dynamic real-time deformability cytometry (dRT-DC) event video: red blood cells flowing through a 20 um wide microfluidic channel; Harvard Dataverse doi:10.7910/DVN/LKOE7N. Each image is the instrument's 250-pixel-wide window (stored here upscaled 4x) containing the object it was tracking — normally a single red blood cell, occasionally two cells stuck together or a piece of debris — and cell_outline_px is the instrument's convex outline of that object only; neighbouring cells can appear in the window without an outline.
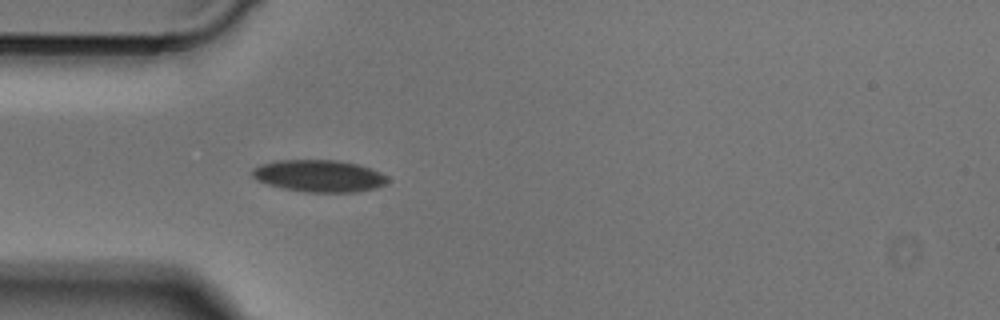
{"species": "Egyptian fruit bat (a non-hibernating species)", "species_latin": "Rousettus aegyptiacus", "temperature_condition": "cold", "stored_images_in_passage": 2, "camera_frame_rate_fps": 3000, "um_per_image_px": 0.085, "animal": {"sex": "male"}, "frame": {"image": 1, "passage_image": 1, "time_ms": 0.0, "image_size_px": [1000, 320], "cell_outline_px": [[388, 180], [384, 184], [372, 188], [356, 192], [304, 192], [284, 188], [268, 184], [256, 180], [252, 176], [252, 168], [260, 164], [276, 160], [336, 160], [360, 164], [372, 168], [388, 176]], "centroid_in_image_um": [27.11, 14.94], "position_along_channel_um": 57.9, "area_um2": 25.32}}